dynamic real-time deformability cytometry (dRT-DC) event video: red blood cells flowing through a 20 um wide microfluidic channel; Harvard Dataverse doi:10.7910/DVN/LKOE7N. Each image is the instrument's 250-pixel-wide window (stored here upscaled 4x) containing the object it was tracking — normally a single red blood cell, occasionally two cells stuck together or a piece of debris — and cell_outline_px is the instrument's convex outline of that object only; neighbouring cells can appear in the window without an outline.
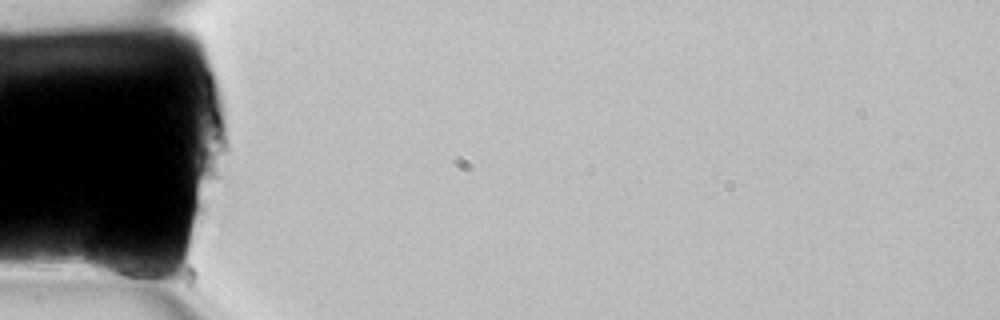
{"species": "common noctule bat (a hibernating species)", "species_latin": "Nyctalus noctula", "temperature_condition": "room temperature", "stored_images_in_passage": 3, "camera_frame_rate_fps": 3000, "um_per_image_px": 0.085, "animal": {"sex": "female", "body_mass_g": 22.7, "forearm_length_mm": 54.2}, "frame": {"image": 1, "passage_image": 1, "time_ms": 0.0, "image_size_px": [1000, 320], "cell_outline_px": [[160, 272], [144, 288], [92, 272], [88, 268], [84, 260], [88, 244], [92, 232], [96, 228], [144, 260]], "centroid_in_image_um": [9.96, 22.21], "position_along_channel_um": 75.0, "area_um2": 16.82}}